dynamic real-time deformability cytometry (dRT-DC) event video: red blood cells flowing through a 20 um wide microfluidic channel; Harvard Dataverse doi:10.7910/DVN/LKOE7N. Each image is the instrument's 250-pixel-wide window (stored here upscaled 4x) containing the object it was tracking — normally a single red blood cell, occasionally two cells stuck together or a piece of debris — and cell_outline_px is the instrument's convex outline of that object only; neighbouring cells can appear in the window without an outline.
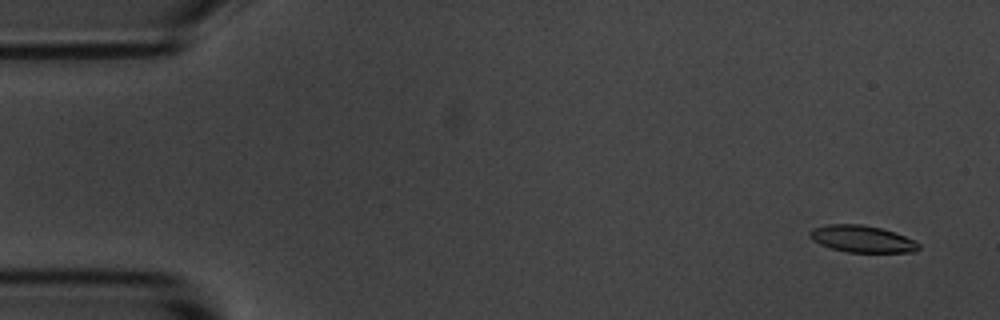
{"species": "common noctule bat (a hibernating species)", "species_latin": "Nyctalus noctula", "temperature_condition": "room temperature", "stored_images_in_passage": 55, "camera_frame_rate_fps": 3000, "um_per_image_px": 0.085, "animal": {"sex": "male", "body_mass_g": 20.1, "forearm_length_mm": 53.5}, "frame": {"image": 1, "passage_image": 3, "time_ms": 0.667, "image_size_px": [1000, 320], "cell_outline_px": [[920, 248], [916, 252], [848, 252], [832, 248], [820, 244], [812, 240], [808, 236], [808, 232], [812, 228], [828, 224], [860, 224], [880, 228], [904, 236], [920, 244]], "centroid_in_image_um": [73.23, 20.31], "position_along_channel_um": 11.8, "area_um2": 16.94}}
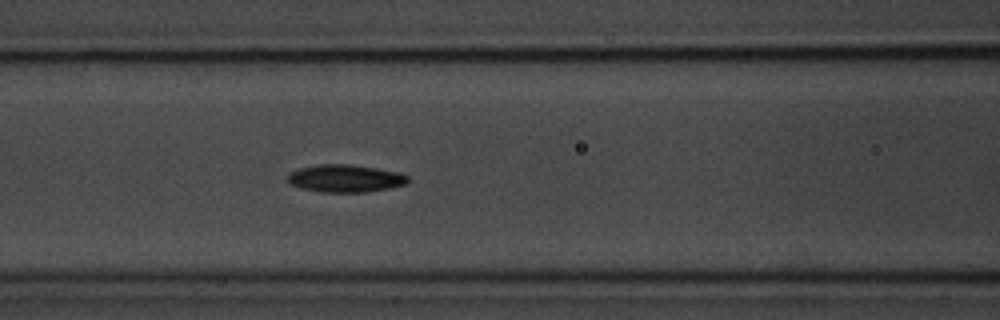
{"frame": {"image": 2, "passage_image": 23, "time_ms": 7.333, "image_size_px": [1000, 320], "cell_outline_px": [[408, 184], [388, 188], [364, 192], [320, 192], [300, 188], [292, 184], [288, 180], [288, 176], [292, 172], [300, 168], [316, 164], [348, 164], [376, 168], [396, 172], [408, 176]], "centroid_in_image_um": [29.35, 15.16], "position_along_channel_um": 137.3, "area_um2": 19.13}}
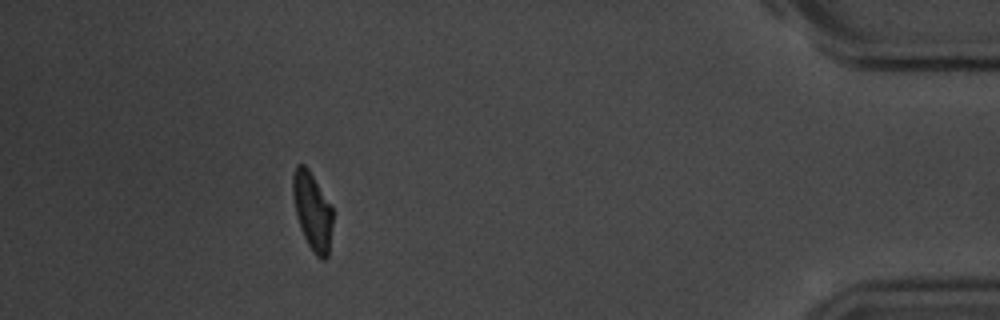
{"frame": {"image": 3, "passage_image": 50, "time_ms": 16.333, "image_size_px": [1000, 320], "cell_outline_px": [[332, 224], [328, 256], [324, 260], [316, 256], [312, 252], [300, 228], [296, 216], [292, 196], [292, 176], [296, 164], [304, 164], [308, 168], [332, 208]], "centroid_in_image_um": [26.52, 17.95], "position_along_channel_um": 408.7, "area_um2": 18.03}, "authors_computed_cell_mechanics": {"area_um2": 18.3226, "velocity_mm_per_s": 3.6357, "shape_relaxation_time_tau1_ms": 2.8565, "shape_relaxation_time_tau2_ms": 4.1433, "deformation_change_tau1": 0.1332, "deformation_change_tau2": 0.0905}}